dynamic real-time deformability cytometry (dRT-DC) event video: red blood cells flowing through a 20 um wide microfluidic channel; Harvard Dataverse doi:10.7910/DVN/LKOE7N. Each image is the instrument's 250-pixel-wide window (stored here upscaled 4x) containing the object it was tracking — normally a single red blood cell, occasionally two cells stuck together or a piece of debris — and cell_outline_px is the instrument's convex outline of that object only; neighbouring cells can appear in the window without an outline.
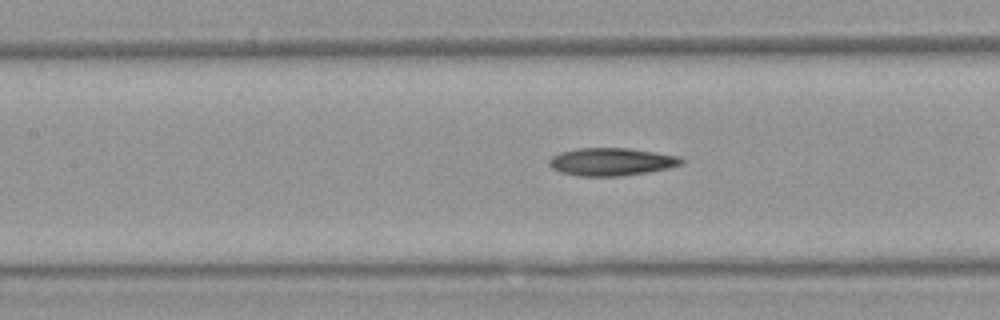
{"species": "Egyptian fruit bat (a non-hibernating species)", "species_latin": "Rousettus aegyptiacus", "temperature_condition": "warm", "stored_images_in_passage": 32, "camera_frame_rate_fps": 3000, "um_per_image_px": 0.085, "animal": {"sex": "female"}, "frame": {"image": 1, "passage_image": 14, "time_ms": 4.333, "image_size_px": [1000, 320], "cell_outline_px": [[684, 160], [680, 164], [668, 168], [648, 172], [620, 176], [580, 176], [560, 172], [552, 168], [548, 164], [548, 160], [552, 156], [560, 152], [576, 148], [628, 148], [656, 152], [680, 156]], "centroid_in_image_um": [51.94, 13.74], "position_along_channel_um": 155.5, "area_um2": 21.44}}